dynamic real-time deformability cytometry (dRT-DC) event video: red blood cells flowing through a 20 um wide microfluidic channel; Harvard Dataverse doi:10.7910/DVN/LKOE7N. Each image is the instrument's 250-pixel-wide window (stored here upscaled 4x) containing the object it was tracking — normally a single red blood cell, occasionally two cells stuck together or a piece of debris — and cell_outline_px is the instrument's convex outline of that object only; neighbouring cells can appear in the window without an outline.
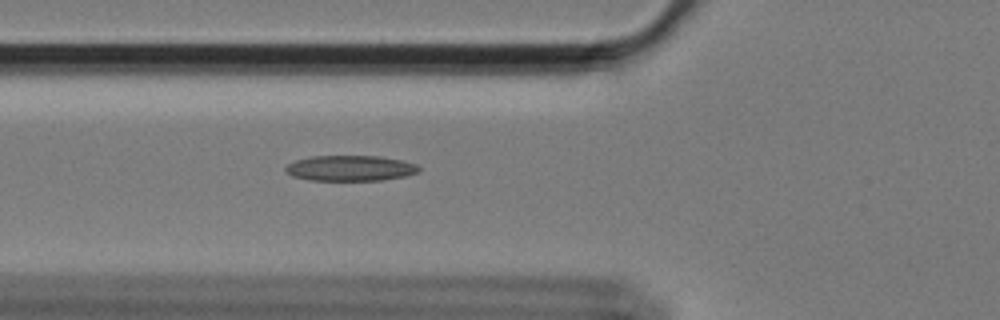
{"species": "Egyptian fruit bat (a non-hibernating species)", "species_latin": "Rousettus aegyptiacus", "temperature_condition": "cold", "stored_images_in_passage": 59, "camera_frame_rate_fps": 3000, "um_per_image_px": 0.085, "animal": {"sex": "female"}, "frame": {"image": 1, "passage_image": 22, "time_ms": 7.0, "image_size_px": [1000, 320], "cell_outline_px": [[420, 172], [404, 176], [384, 180], [308, 180], [292, 176], [284, 168], [288, 164], [296, 160], [312, 156], [380, 156], [404, 160], [416, 164], [420, 168]], "centroid_in_image_um": [29.81, 14.29], "position_along_channel_um": 96.0, "area_um2": 19.88}}
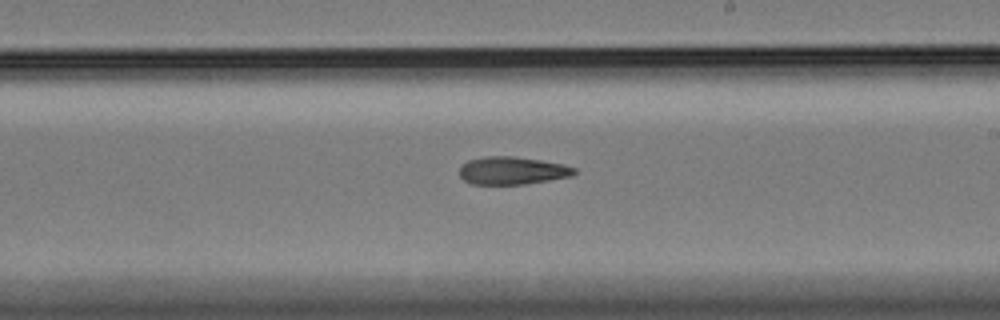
{"frame": {"image": 2, "passage_image": 35, "time_ms": 11.333, "image_size_px": [1000, 320], "cell_outline_px": [[576, 172], [572, 176], [524, 184], [472, 184], [464, 180], [460, 176], [460, 164], [468, 160], [484, 156], [516, 156], [564, 164], [576, 168]], "centroid_in_image_um": [43.52, 14.49], "position_along_channel_um": 245.5, "area_um2": 18.67}}
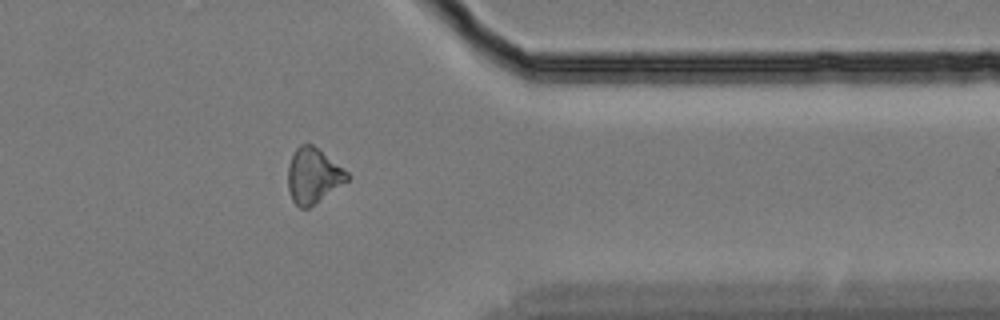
{"frame": {"image": 3, "passage_image": 48, "time_ms": 15.667, "image_size_px": [1000, 320], "cell_outline_px": [[352, 176], [348, 180], [308, 208], [300, 208], [292, 200], [288, 188], [288, 164], [296, 148], [300, 144], [312, 144], [320, 148], [348, 172]], "centroid_in_image_um": [26.63, 14.9], "position_along_channel_um": 384.8, "area_um2": 19.07}}